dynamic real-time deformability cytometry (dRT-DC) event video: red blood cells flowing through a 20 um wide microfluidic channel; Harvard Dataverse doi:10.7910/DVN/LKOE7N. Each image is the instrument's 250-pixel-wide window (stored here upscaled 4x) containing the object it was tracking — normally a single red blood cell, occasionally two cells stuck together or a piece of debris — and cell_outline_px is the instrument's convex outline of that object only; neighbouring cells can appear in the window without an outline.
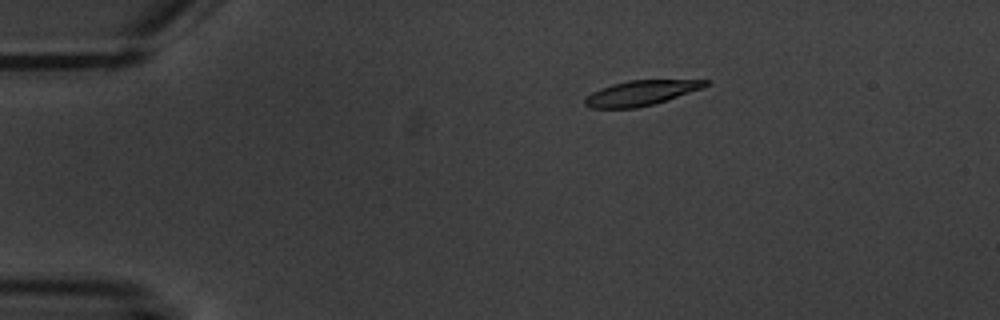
{"species": "common noctule bat (a hibernating species)", "species_latin": "Nyctalus noctula", "temperature_condition": "warm", "stored_images_in_passage": 3, "camera_frame_rate_fps": 3000, "um_per_image_px": 0.085, "animal": {"sex": "male", "body_mass_g": 20.1, "forearm_length_mm": 53.5}, "frame": {"image": 1, "passage_image": 1, "time_ms": 0.0, "image_size_px": [1000, 320], "cell_outline_px": [[708, 84], [700, 88], [668, 100], [636, 108], [588, 108], [584, 104], [584, 100], [592, 92], [600, 88], [612, 84], [628, 80], [708, 80]], "centroid_in_image_um": [54.42, 7.91], "position_along_channel_um": 30.6, "area_um2": 17.34}}